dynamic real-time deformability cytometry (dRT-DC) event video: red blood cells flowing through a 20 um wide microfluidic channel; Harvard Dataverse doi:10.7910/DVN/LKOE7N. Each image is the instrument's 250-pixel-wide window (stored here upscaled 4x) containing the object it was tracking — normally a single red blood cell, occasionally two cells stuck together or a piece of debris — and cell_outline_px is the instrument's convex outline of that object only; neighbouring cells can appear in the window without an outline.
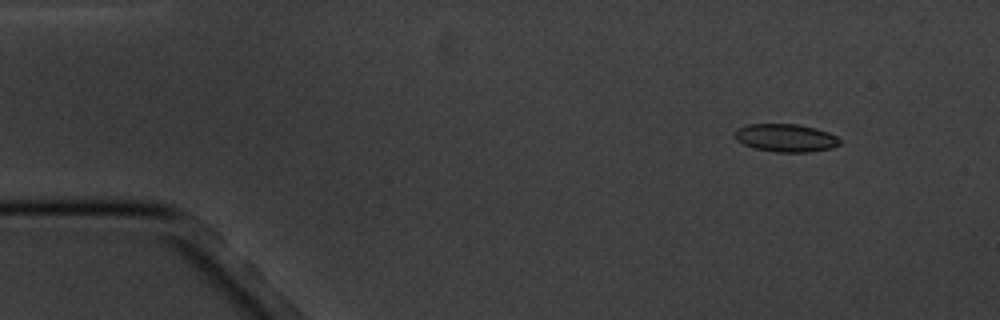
{"species": "common noctule bat (a hibernating species)", "species_latin": "Nyctalus noctula", "temperature_condition": "cold", "stored_images_in_passage": 5, "camera_frame_rate_fps": 3000, "um_per_image_px": 0.085, "animal": {"sex": "male", "body_mass_g": 20.1, "forearm_length_mm": 53.5}, "frame": {"image": 1, "passage_image": 2, "time_ms": 1.333, "image_size_px": [1000, 320], "cell_outline_px": [[840, 144], [832, 148], [808, 152], [776, 152], [756, 148], [744, 144], [736, 140], [732, 132], [748, 124], [796, 124], [816, 128], [828, 132], [836, 136], [840, 140]], "centroid_in_image_um": [66.78, 11.72], "position_along_channel_um": 18.2, "area_um2": 17.05}}
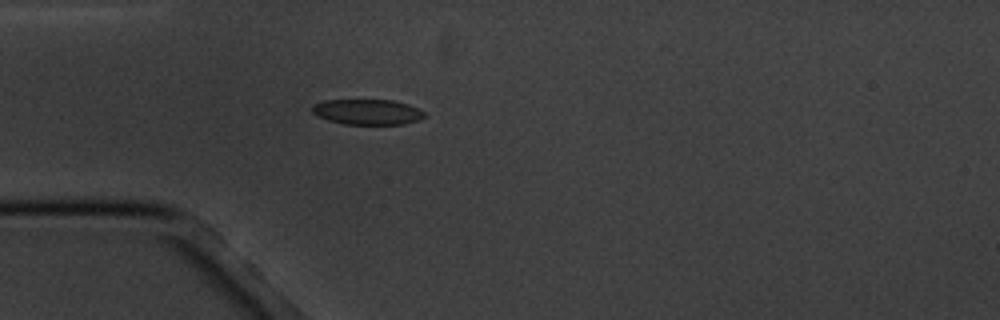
{"frame": {"image": 2, "passage_image": 5, "time_ms": 4.667, "image_size_px": [1000, 320], "cell_outline_px": [[428, 116], [420, 120], [404, 124], [344, 124], [328, 120], [316, 116], [312, 112], [312, 108], [316, 104], [324, 100], [392, 100], [408, 104], [424, 112]], "centroid_in_image_um": [31.26, 9.52], "position_along_channel_um": 53.7, "area_um2": 16.65}}